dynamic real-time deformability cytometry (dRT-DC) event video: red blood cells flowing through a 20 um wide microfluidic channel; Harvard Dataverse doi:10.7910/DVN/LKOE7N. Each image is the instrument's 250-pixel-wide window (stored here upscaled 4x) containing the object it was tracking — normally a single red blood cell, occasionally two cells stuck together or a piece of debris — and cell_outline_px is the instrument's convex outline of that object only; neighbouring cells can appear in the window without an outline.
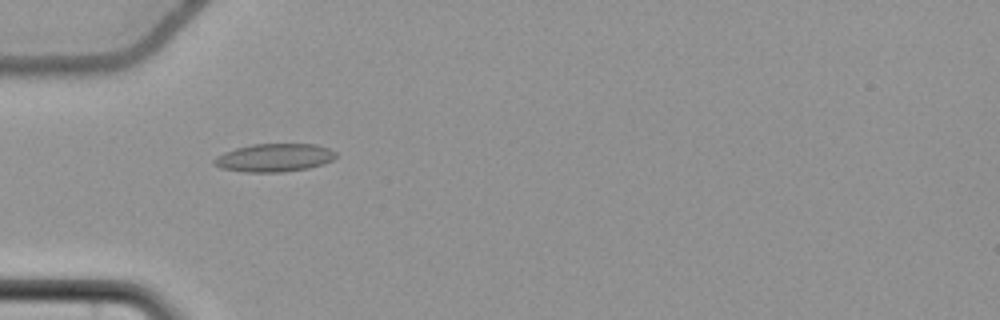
{"species": "common noctule bat (a hibernating species)", "species_latin": "Nyctalus noctula", "temperature_condition": "cold", "stored_images_in_passage": 40, "camera_frame_rate_fps": 3000, "um_per_image_px": 0.085, "animal": {"sex": "female", "body_mass_g": 22.7, "forearm_length_mm": 54.2}, "frame": {"image": 1, "passage_image": 2, "time_ms": 0.333, "image_size_px": [1000, 320], "cell_outline_px": [[336, 156], [332, 160], [324, 164], [308, 168], [280, 172], [244, 172], [220, 168], [212, 164], [212, 160], [216, 156], [224, 152], [236, 148], [252, 144], [316, 144], [328, 148], [336, 152]], "centroid_in_image_um": [23.28, 13.4], "position_along_channel_um": 61.7, "area_um2": 20.06}}
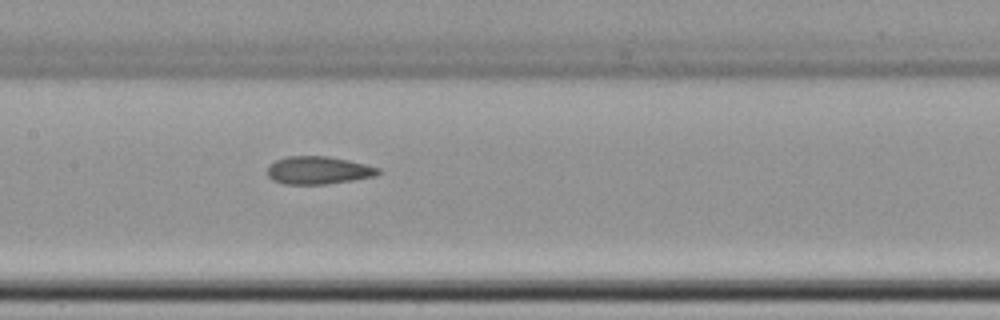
{"frame": {"image": 2, "passage_image": 12, "time_ms": 3.667, "image_size_px": [1000, 320], "cell_outline_px": [[380, 172], [376, 176], [328, 184], [284, 184], [272, 180], [268, 176], [268, 168], [276, 160], [288, 156], [328, 156], [348, 160], [380, 168]], "centroid_in_image_um": [27.07, 14.48], "position_along_channel_um": 180.3, "area_um2": 17.86}}
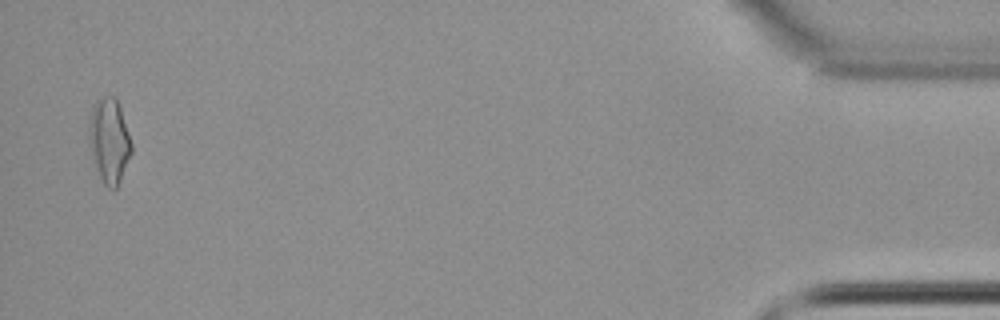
{"frame": {"image": 3, "passage_image": 39, "time_ms": 12.667, "image_size_px": [1000, 320], "cell_outline_px": [[132, 152], [120, 180], [116, 188], [108, 188], [104, 184], [100, 176], [92, 156], [88, 132], [88, 128], [92, 108], [96, 100], [100, 96], [116, 96], [132, 144]], "centroid_in_image_um": [9.28, 11.92], "position_along_channel_um": 425.9, "area_um2": 20.69}, "authors_computed_cell_mechanics": {"area_um2": 17.918, "velocity_mm_per_s": 3.676, "shape_relaxation_time_tau1_ms": null, "shape_relaxation_time_tau2_ms": 2.5362, "deformation_change_tau1": null, "deformation_change_tau2": 0.087}}